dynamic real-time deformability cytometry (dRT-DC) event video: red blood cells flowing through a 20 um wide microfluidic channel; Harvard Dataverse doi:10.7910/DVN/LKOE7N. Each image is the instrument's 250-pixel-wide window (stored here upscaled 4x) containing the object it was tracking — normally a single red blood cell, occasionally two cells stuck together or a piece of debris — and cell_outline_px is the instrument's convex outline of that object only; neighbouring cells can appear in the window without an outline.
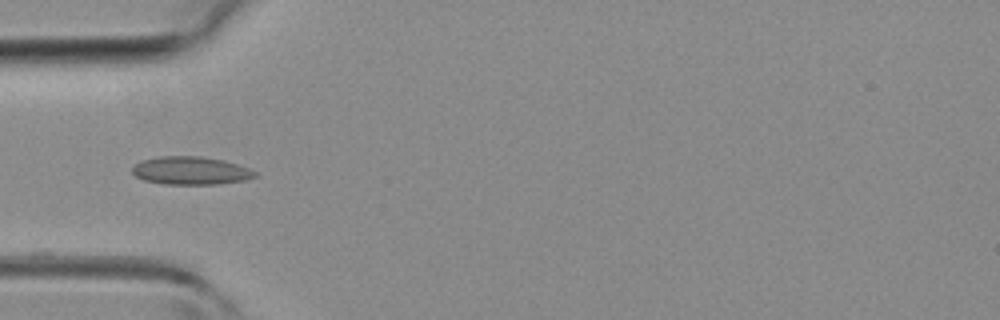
{"species": "common noctule bat (a hibernating species)", "species_latin": "Nyctalus noctula", "temperature_condition": "room temperature", "stored_images_in_passage": 30, "camera_frame_rate_fps": 3000, "um_per_image_px": 0.085, "animal": {"sex": "female", "body_mass_g": 19.3, "forearm_length_mm": 54.1}, "frame": {"image": 1, "passage_image": 1, "time_ms": 0.0, "image_size_px": [1000, 320], "cell_outline_px": [[260, 176], [244, 180], [220, 184], [164, 184], [144, 180], [136, 176], [132, 172], [132, 168], [140, 160], [156, 156], [200, 156], [224, 160], [248, 168], [256, 172]], "centroid_in_image_um": [16.21, 14.5], "position_along_channel_um": 68.8, "area_um2": 20.17}}
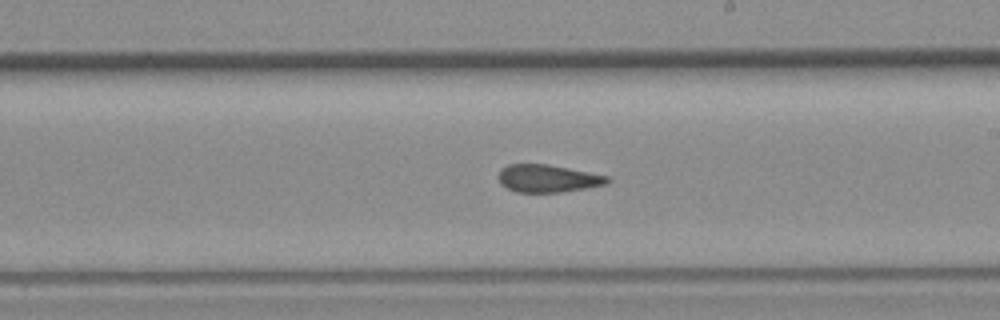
{"frame": {"image": 2, "passage_image": 12, "time_ms": 3.667, "image_size_px": [1000, 320], "cell_outline_px": [[612, 180], [608, 184], [588, 188], [560, 192], [516, 192], [500, 184], [500, 168], [508, 164], [548, 164], [608, 176]], "centroid_in_image_um": [46.59, 15.17], "position_along_channel_um": 242.4, "area_um2": 17.51}}
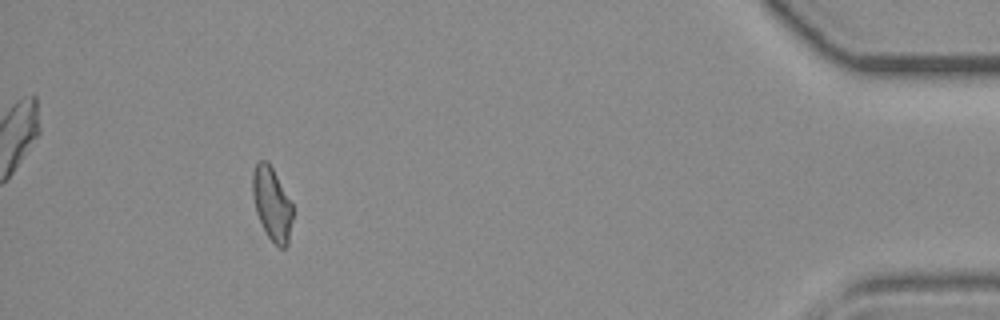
{"frame": {"image": 3, "passage_image": 27, "time_ms": 8.667, "image_size_px": [1000, 320], "cell_outline_px": [[292, 220], [288, 244], [284, 248], [280, 248], [268, 236], [256, 212], [252, 196], [252, 172], [256, 164], [260, 160], [264, 160], [272, 168], [292, 204]], "centroid_in_image_um": [23.1, 17.33], "position_along_channel_um": 412.1, "area_um2": 16.76}}